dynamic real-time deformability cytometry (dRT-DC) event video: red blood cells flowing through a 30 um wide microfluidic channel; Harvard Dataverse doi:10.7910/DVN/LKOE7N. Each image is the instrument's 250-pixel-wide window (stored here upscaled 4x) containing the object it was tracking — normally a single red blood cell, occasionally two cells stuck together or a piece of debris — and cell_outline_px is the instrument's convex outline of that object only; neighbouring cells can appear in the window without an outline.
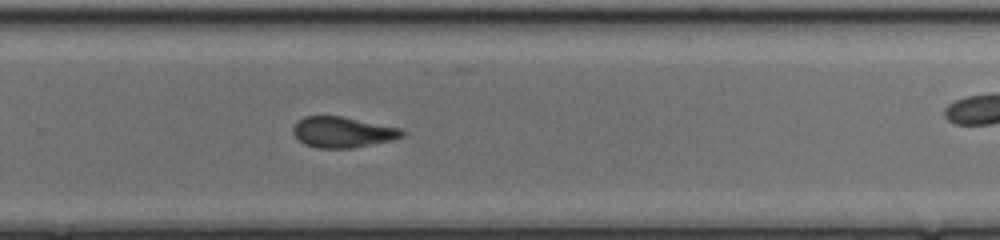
{"species": "common noctule bat (a hibernating species)", "species_latin": "Nyctalus noctula", "temperature_condition": "cold", "stored_images_in_passage": 34, "camera_frame_rate_fps": 3000, "um_per_image_px": 0.085, "animal": {"sex": "female", "body_mass_g": 17.0, "forearm_length_mm": 48.0}, "frame": {"image": 1, "passage_image": 20, "time_ms": 6.333, "image_size_px": [1000, 240], "cell_outline_px": [[404, 136], [392, 140], [352, 148], [316, 148], [304, 144], [292, 132], [292, 128], [304, 116], [340, 116], [400, 128], [404, 132]], "centroid_in_image_um": [29.11, 11.24], "position_along_channel_um": 300.7, "area_um2": 19.31}}